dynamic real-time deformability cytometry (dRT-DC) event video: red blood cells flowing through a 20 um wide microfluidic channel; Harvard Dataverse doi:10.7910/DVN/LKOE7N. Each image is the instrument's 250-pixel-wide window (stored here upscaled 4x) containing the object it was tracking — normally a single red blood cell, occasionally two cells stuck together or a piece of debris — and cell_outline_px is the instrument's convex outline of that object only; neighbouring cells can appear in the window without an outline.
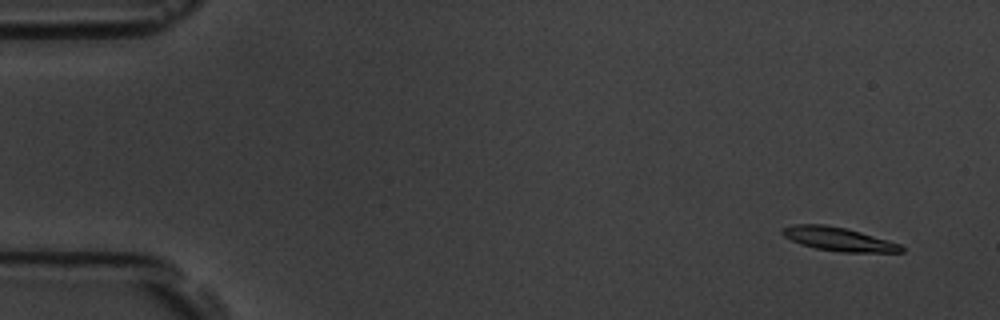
{"species": "common noctule bat (a hibernating species)", "species_latin": "Nyctalus noctula", "temperature_condition": "room temperature", "stored_images_in_passage": 8, "camera_frame_rate_fps": 3000, "um_per_image_px": 0.085, "animal": {"sex": "male", "body_mass_g": 19.5, "forearm_length_mm": 54.6}, "frame": {"image": 1, "passage_image": 1, "time_ms": 0.0, "image_size_px": [1000, 320], "cell_outline_px": [[904, 252], [840, 252], [816, 248], [800, 244], [784, 236], [780, 232], [780, 228], [792, 224], [824, 224], [844, 228], [860, 232], [888, 240], [900, 244], [904, 248]], "centroid_in_image_um": [71.23, 20.32], "position_along_channel_um": 13.8, "area_um2": 16.36}}
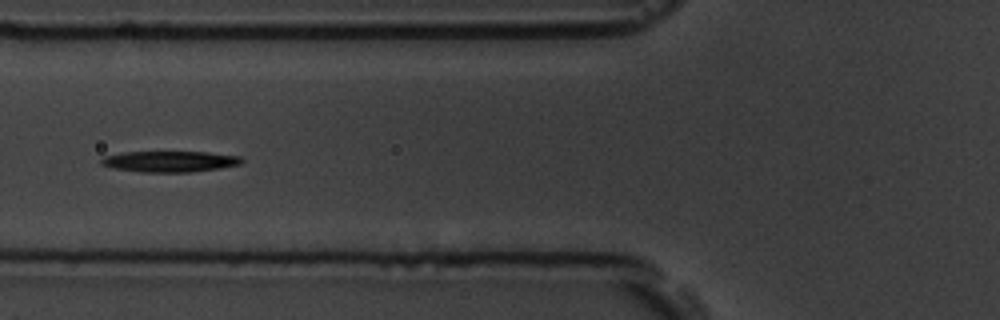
{"frame": {"image": 2, "passage_image": 6, "time_ms": 6.0, "image_size_px": [1000, 320], "cell_outline_px": [[244, 160], [240, 164], [220, 168], [192, 172], [144, 172], [112, 168], [100, 164], [100, 160], [104, 156], [120, 152], [208, 152], [240, 156]], "centroid_in_image_um": [14.41, 13.72], "position_along_channel_um": 111.4, "area_um2": 17.22}}
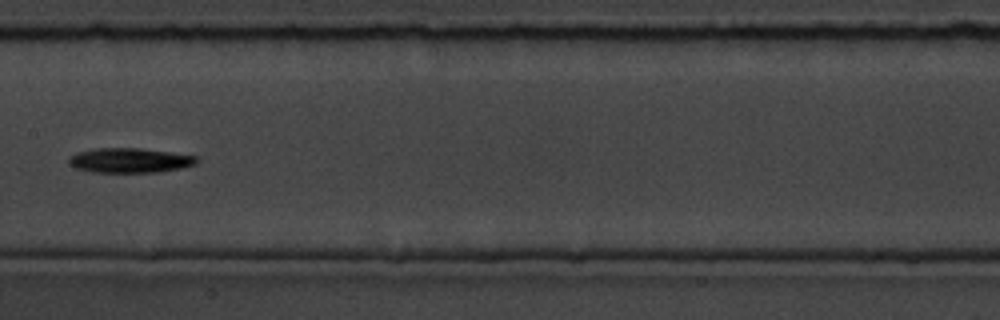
{"frame": {"image": 3, "passage_image": 8, "time_ms": 8.333, "image_size_px": [1000, 320], "cell_outline_px": [[200, 160], [196, 164], [180, 168], [160, 172], [92, 172], [76, 168], [68, 164], [68, 156], [76, 152], [96, 148], [140, 148], [196, 156]], "centroid_in_image_um": [10.99, 13.63], "position_along_channel_um": 196.4, "area_um2": 18.5}}